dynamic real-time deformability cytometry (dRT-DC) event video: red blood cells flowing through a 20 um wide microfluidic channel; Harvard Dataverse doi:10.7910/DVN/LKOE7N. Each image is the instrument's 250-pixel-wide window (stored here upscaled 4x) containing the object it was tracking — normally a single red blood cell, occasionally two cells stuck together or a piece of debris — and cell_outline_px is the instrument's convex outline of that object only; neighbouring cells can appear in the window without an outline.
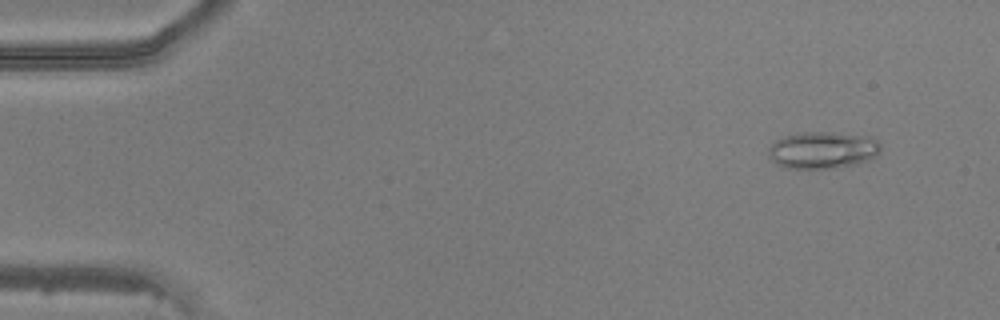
{"species": "common noctule bat (a hibernating species)", "species_latin": "Nyctalus noctula", "temperature_condition": "warm", "stored_images_in_passage": 48, "camera_frame_rate_fps": 3000, "um_per_image_px": 0.085, "animal": {"sex": "male", "body_mass_g": 20.5, "forearm_length_mm": 52.5}, "frame": {"image": 1, "passage_image": 4, "time_ms": 1.0, "image_size_px": [1000, 320], "cell_outline_px": [[880, 152], [876, 156], [868, 160], [856, 164], [832, 168], [788, 168], [776, 164], [768, 156], [768, 148], [776, 140], [784, 136], [800, 132], [832, 132], [872, 136], [880, 144]], "centroid_in_image_um": [69.93, 12.74], "position_along_channel_um": 15.1, "area_um2": 24.33}}
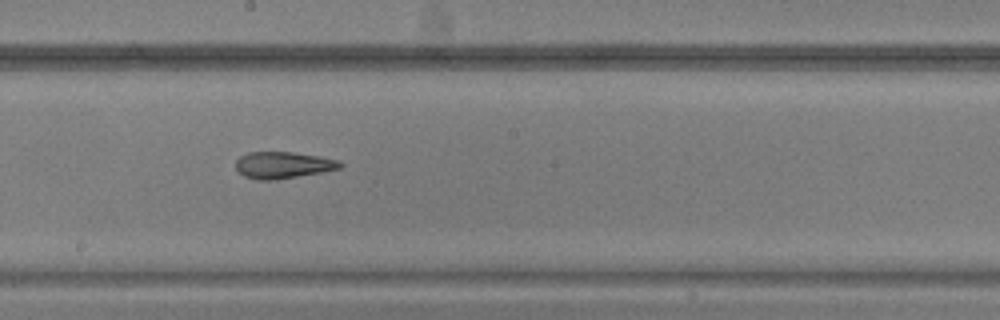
{"frame": {"image": 2, "passage_image": 27, "time_ms": 8.667, "image_size_px": [1000, 320], "cell_outline_px": [[344, 164], [340, 168], [320, 172], [276, 180], [256, 180], [244, 176], [236, 172], [236, 160], [240, 156], [248, 152], [292, 152], [320, 156], [340, 160]], "centroid_in_image_um": [24.03, 14.03], "position_along_channel_um": 224.2, "area_um2": 16.36}}
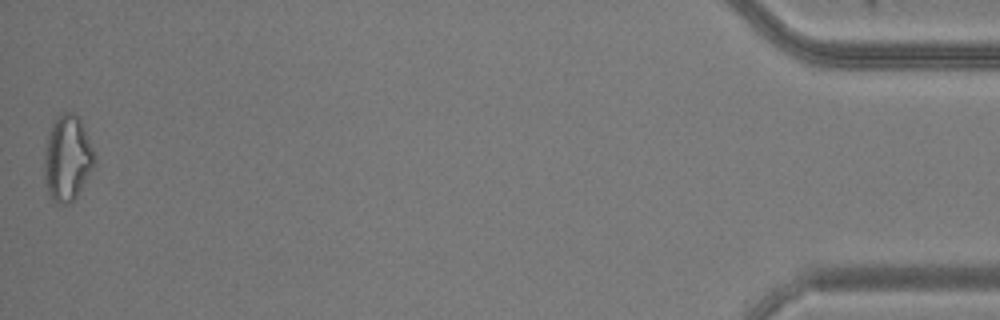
{"frame": {"image": 3, "passage_image": 48, "time_ms": 15.667, "image_size_px": [1000, 320], "cell_outline_px": [[96, 156], [92, 168], [76, 196], [68, 204], [56, 204], [52, 200], [48, 192], [44, 180], [44, 152], [48, 132], [56, 116], [64, 112], [72, 112], [80, 116]], "centroid_in_image_um": [5.7, 13.41], "position_along_channel_um": 429.5, "area_um2": 25.2}}